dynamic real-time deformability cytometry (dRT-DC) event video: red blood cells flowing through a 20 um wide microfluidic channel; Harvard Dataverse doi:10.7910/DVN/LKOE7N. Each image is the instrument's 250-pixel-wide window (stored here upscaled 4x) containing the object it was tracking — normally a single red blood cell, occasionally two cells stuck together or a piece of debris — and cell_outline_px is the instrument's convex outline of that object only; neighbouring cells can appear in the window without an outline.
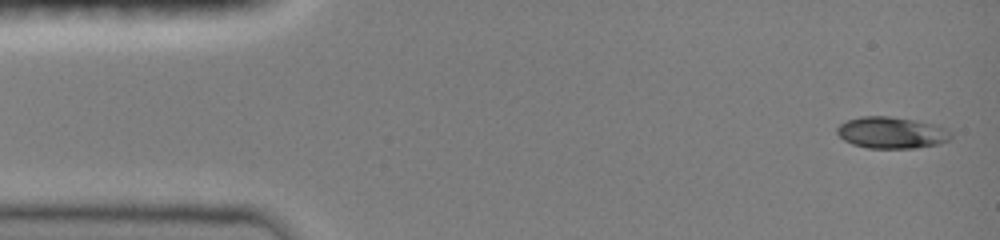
{"species": "common noctule bat (a hibernating species)", "species_latin": "Nyctalus noctula", "temperature_condition": "room temperature", "stored_images_in_passage": 9, "camera_frame_rate_fps": 3000, "um_per_image_px": 0.085, "animal": {"sex": "female", "body_mass_g": 19.0, "forearm_length_mm": 51.5}, "frame": {"image": 1, "passage_image": 1, "time_ms": 0.0, "image_size_px": [1000, 240], "cell_outline_px": [[952, 140], [940, 144], [916, 148], [868, 148], [852, 144], [844, 140], [836, 132], [836, 128], [840, 124], [848, 120], [860, 116], [888, 116], [940, 124], [952, 132]], "centroid_in_image_um": [75.85, 11.28], "position_along_channel_um": 9.1, "area_um2": 21.33}}
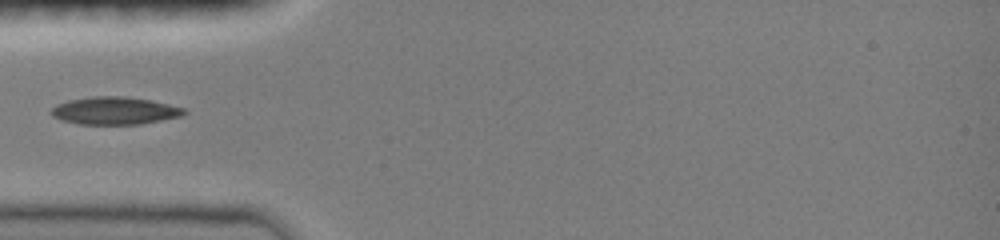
{"frame": {"image": 2, "passage_image": 6, "time_ms": 4.333, "image_size_px": [1000, 240], "cell_outline_px": [[188, 112], [184, 116], [140, 124], [80, 124], [60, 120], [52, 116], [52, 108], [56, 104], [68, 100], [88, 96], [124, 96], [152, 100], [184, 108]], "centroid_in_image_um": [9.76, 9.4], "position_along_channel_um": 75.2, "area_um2": 21.56}}
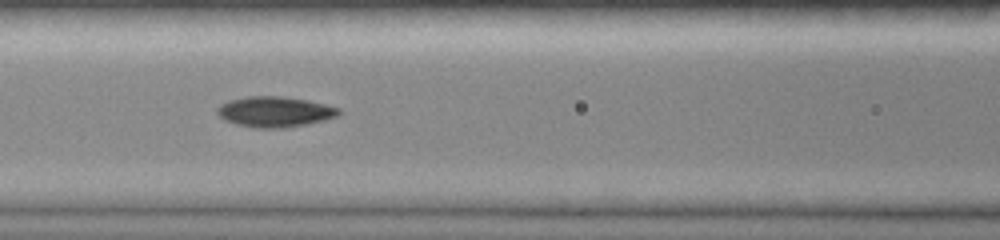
{"frame": {"image": 3, "passage_image": 8, "time_ms": 6.0, "image_size_px": [1000, 240], "cell_outline_px": [[340, 116], [324, 120], [284, 128], [256, 128], [236, 124], [224, 120], [216, 112], [216, 108], [220, 104], [228, 100], [248, 96], [280, 96], [308, 100], [340, 108]], "centroid_in_image_um": [23.34, 9.49], "position_along_channel_um": 143.3, "area_um2": 21.68}}